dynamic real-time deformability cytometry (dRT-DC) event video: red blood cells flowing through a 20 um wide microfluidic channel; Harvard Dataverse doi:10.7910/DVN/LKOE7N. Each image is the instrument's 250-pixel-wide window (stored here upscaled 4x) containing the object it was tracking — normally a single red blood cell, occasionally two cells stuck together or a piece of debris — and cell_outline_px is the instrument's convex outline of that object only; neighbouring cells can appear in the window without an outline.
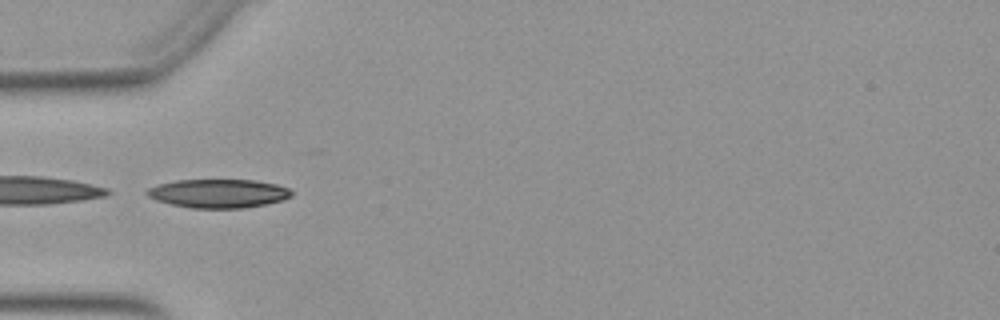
{"species": "Egyptian fruit bat (a non-hibernating species)", "species_latin": "Rousettus aegyptiacus", "temperature_condition": "warm", "stored_images_in_passage": 19, "camera_frame_rate_fps": 3000, "um_per_image_px": 0.085, "animal": {"sex": "female"}, "frame": {"image": 1, "passage_image": 1, "time_ms": 0.0, "image_size_px": [1000, 320], "cell_outline_px": [[292, 196], [280, 200], [264, 204], [244, 208], [192, 208], [172, 204], [156, 200], [148, 196], [144, 192], [148, 188], [156, 184], [176, 180], [256, 180], [276, 184], [288, 188], [292, 192]], "centroid_in_image_um": [18.53, 16.43], "position_along_channel_um": 66.5, "area_um2": 24.1}}
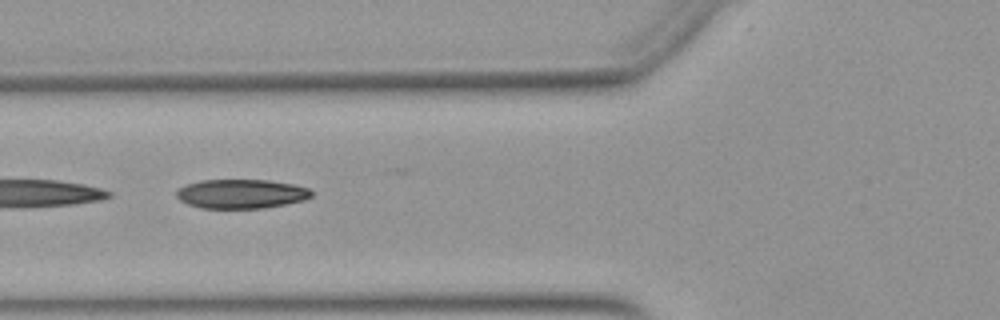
{"frame": {"image": 2, "passage_image": 4, "time_ms": 1.0, "image_size_px": [1000, 320], "cell_outline_px": [[312, 196], [304, 200], [288, 204], [264, 208], [200, 208], [188, 204], [180, 200], [176, 196], [176, 192], [180, 188], [188, 184], [200, 180], [268, 180], [292, 184], [308, 188], [312, 192]], "centroid_in_image_um": [20.52, 16.48], "position_along_channel_um": 105.3, "area_um2": 22.95}}